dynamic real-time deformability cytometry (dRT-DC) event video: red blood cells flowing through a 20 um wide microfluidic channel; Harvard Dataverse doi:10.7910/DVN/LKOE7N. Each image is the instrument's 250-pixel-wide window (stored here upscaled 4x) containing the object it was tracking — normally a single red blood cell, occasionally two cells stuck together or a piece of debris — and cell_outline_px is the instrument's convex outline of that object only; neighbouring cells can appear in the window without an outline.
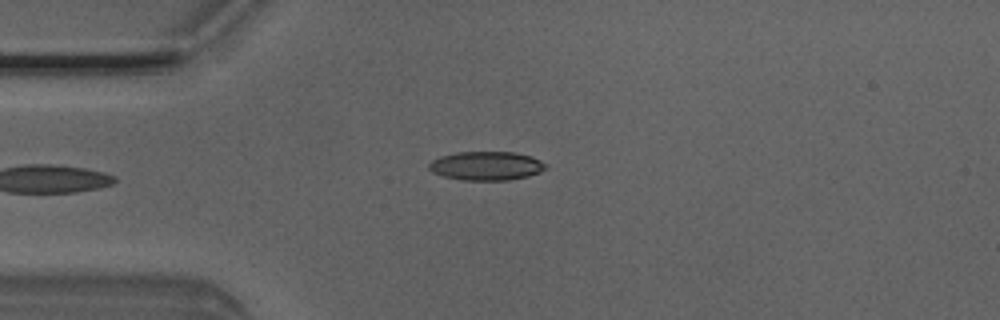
{"species": "Egyptian fruit bat (a non-hibernating species)", "species_latin": "Rousettus aegyptiacus", "temperature_condition": "room temperature", "stored_images_in_passage": 3, "camera_frame_rate_fps": 3000, "um_per_image_px": 0.085, "animal": {"sex": "male"}, "frame": {"image": 1, "passage_image": 3, "time_ms": 0.667, "image_size_px": [1000, 320], "cell_outline_px": [[548, 168], [540, 172], [528, 176], [508, 180], [460, 180], [444, 176], [432, 172], [428, 168], [428, 164], [432, 160], [440, 156], [456, 152], [512, 152], [532, 156], [548, 164]], "centroid_in_image_um": [41.35, 14.09], "position_along_channel_um": 43.6, "area_um2": 19.77}}